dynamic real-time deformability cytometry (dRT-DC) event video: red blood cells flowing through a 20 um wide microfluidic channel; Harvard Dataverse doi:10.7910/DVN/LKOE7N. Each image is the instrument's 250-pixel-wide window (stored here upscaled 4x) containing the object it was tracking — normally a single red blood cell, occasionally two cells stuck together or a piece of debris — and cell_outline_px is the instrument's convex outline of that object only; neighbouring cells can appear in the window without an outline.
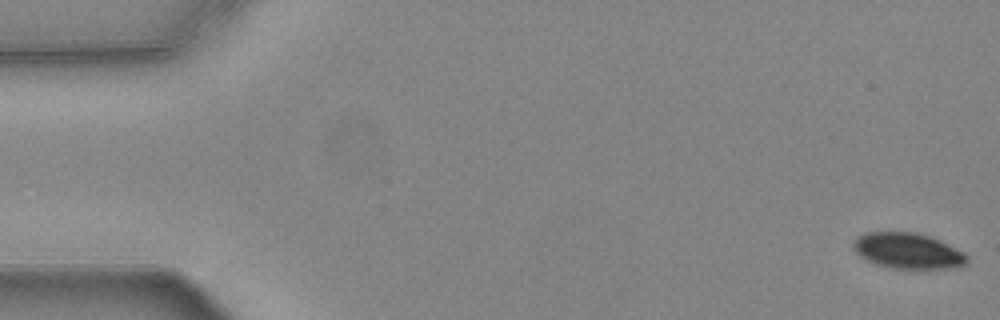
{"species": "common noctule bat (a hibernating species)", "species_latin": "Nyctalus noctula", "temperature_condition": "warm", "stored_images_in_passage": 55, "camera_frame_rate_fps": 3000, "um_per_image_px": 0.085, "animal": {"sex": "female", "body_mass_g": 24.6, "forearm_length_mm": 56.2}, "frame": {"image": 1, "passage_image": 1, "time_ms": 0.0, "image_size_px": [1000, 320], "cell_outline_px": [[968, 260], [964, 264], [956, 268], [892, 268], [876, 264], [860, 256], [852, 248], [852, 240], [856, 236], [864, 232], [916, 232], [940, 240], [964, 252], [968, 256]], "centroid_in_image_um": [77.14, 21.3], "position_along_channel_um": 7.9, "area_um2": 23.76}}
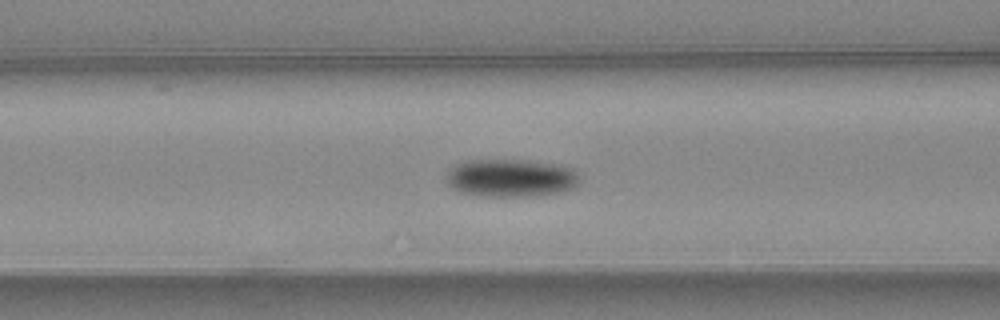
{"frame": {"image": 2, "passage_image": 22, "time_ms": 7.0, "image_size_px": [1000, 320], "cell_outline_px": [[580, 180], [572, 188], [560, 192], [536, 196], [480, 196], [460, 192], [452, 188], [448, 184], [444, 176], [456, 164], [468, 160], [528, 160], [556, 164], [572, 168], [580, 176]], "centroid_in_image_um": [43.41, 15.13], "position_along_channel_um": 123.2, "area_um2": 29.59}}
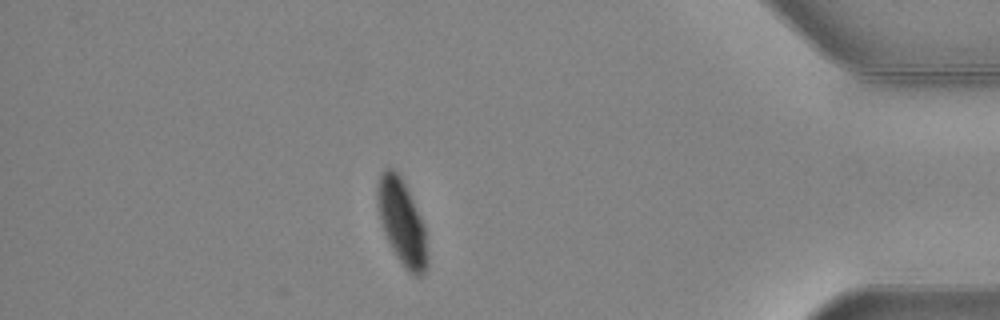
{"frame": {"image": 3, "passage_image": 48, "time_ms": 15.667, "image_size_px": [1000, 320], "cell_outline_px": [[428, 264], [424, 276], [416, 276], [408, 272], [404, 268], [396, 256], [384, 232], [380, 220], [376, 196], [376, 188], [380, 172], [384, 168], [392, 168], [400, 176], [424, 224], [428, 256]], "centroid_in_image_um": [34.16, 18.93], "position_along_channel_um": 401.0, "area_um2": 24.85}, "authors_computed_cell_mechanics": {"area_um2": 27.1082, "velocity_mm_per_s": 3.7241, "shape_relaxation_time_tau1_ms": 2.741, "shape_relaxation_time_tau2_ms": null, "deformation_change_tau1": 0.1207, "deformation_change_tau2": null}}